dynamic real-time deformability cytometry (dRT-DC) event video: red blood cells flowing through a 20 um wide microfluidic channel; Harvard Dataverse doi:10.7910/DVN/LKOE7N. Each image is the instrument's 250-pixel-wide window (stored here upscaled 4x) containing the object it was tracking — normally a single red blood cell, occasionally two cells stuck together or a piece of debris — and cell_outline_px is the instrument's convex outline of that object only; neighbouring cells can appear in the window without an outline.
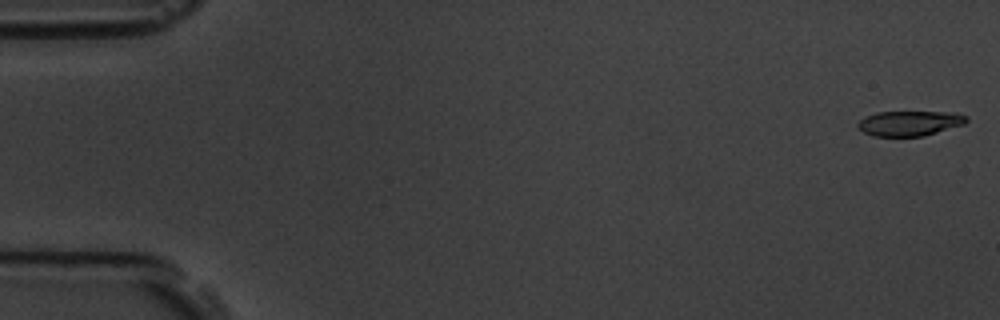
{"species": "common noctule bat (a hibernating species)", "species_latin": "Nyctalus noctula", "temperature_condition": "room temperature", "stored_images_in_passage": 7, "camera_frame_rate_fps": 3000, "um_per_image_px": 0.085, "animal": {"sex": "male", "body_mass_g": 19.5, "forearm_length_mm": 54.6}, "frame": {"image": 1, "passage_image": 1, "time_ms": 0.0, "image_size_px": [1000, 320], "cell_outline_px": [[968, 120], [964, 124], [924, 136], [872, 136], [864, 132], [856, 124], [860, 120], [876, 112], [956, 112], [968, 116]], "centroid_in_image_um": [77.35, 10.47], "position_along_channel_um": 7.6, "area_um2": 15.78}}
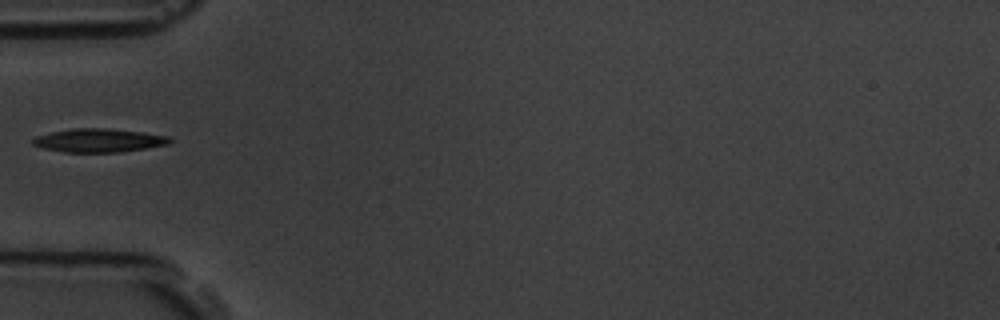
{"frame": {"image": 2, "passage_image": 6, "time_ms": 5.667, "image_size_px": [1000, 320], "cell_outline_px": [[172, 140], [168, 144], [120, 152], [64, 152], [44, 148], [32, 144], [32, 140], [36, 136], [52, 132], [72, 128], [108, 128], [144, 132], [168, 136]], "centroid_in_image_um": [8.4, 11.92], "position_along_channel_um": 76.6, "area_um2": 18.67}}
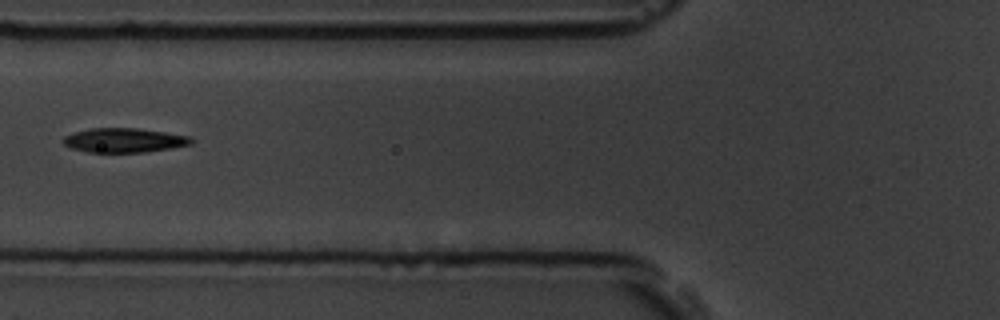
{"frame": {"image": 3, "passage_image": 7, "time_ms": 6.667, "image_size_px": [1000, 320], "cell_outline_px": [[196, 140], [192, 144], [172, 148], [144, 152], [88, 152], [72, 148], [64, 144], [64, 136], [76, 132], [92, 128], [136, 128], [192, 136]], "centroid_in_image_um": [10.63, 11.92], "position_along_channel_um": 115.2, "area_um2": 18.09}}